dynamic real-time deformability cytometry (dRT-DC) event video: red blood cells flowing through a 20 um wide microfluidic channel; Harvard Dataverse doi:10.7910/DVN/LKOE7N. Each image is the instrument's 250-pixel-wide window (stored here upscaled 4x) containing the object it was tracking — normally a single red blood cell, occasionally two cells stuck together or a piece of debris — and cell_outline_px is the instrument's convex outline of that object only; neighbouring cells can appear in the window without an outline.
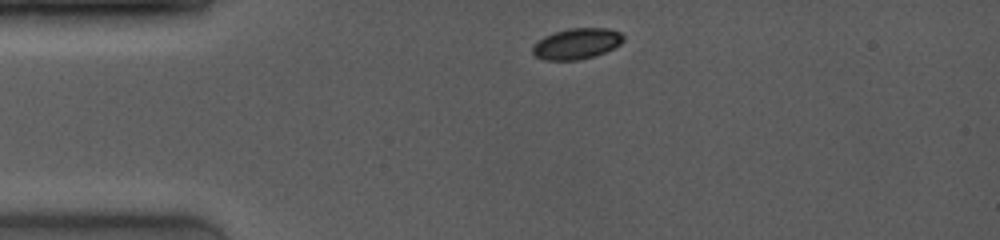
{"species": "common noctule bat (a hibernating species)", "species_latin": "Nyctalus noctula", "temperature_condition": "room temperature", "stored_images_in_passage": 3, "camera_frame_rate_fps": 4000, "um_per_image_px": 0.085, "animal": {"sex": "female", "body_mass_g": 19.0, "forearm_length_mm": 53.3}, "frame": {"image": 1, "passage_image": 1, "time_ms": 0.0, "image_size_px": [1000, 240], "cell_outline_px": [[624, 40], [620, 44], [596, 56], [576, 60], [544, 60], [536, 56], [532, 52], [532, 48], [544, 36], [552, 32], [568, 28], [608, 28], [620, 32], [624, 36]], "centroid_in_image_um": [49.03, 3.7], "position_along_channel_um": 36.0, "area_um2": 16.3}}